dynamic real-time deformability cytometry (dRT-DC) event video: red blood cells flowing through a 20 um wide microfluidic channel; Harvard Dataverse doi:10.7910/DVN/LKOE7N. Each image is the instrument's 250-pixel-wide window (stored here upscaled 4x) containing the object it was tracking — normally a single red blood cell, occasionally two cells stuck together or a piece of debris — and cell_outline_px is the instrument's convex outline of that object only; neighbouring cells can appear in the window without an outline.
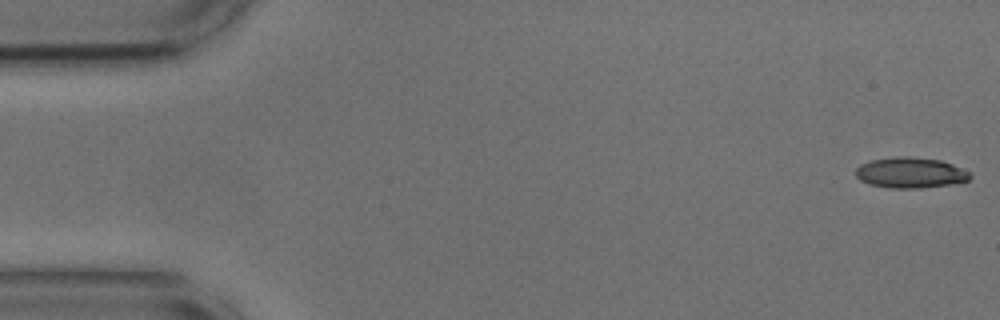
{"species": "common noctule bat (a hibernating species)", "species_latin": "Nyctalus noctula", "temperature_condition": "cold", "stored_images_in_passage": 48, "camera_frame_rate_fps": 3000, "um_per_image_px": 0.085, "animal": {"sex": "male", "body_mass_g": 17.9, "forearm_length_mm": 54.2}, "frame": {"image": 1, "passage_image": 1, "time_ms": 0.0, "image_size_px": [1000, 320], "cell_outline_px": [[972, 176], [968, 180], [948, 184], [920, 188], [892, 188], [868, 184], [860, 180], [856, 176], [856, 168], [860, 164], [872, 160], [896, 156], [908, 156], [940, 160], [952, 164], [972, 172]], "centroid_in_image_um": [77.38, 14.67], "position_along_channel_um": 7.6, "area_um2": 20.4}}
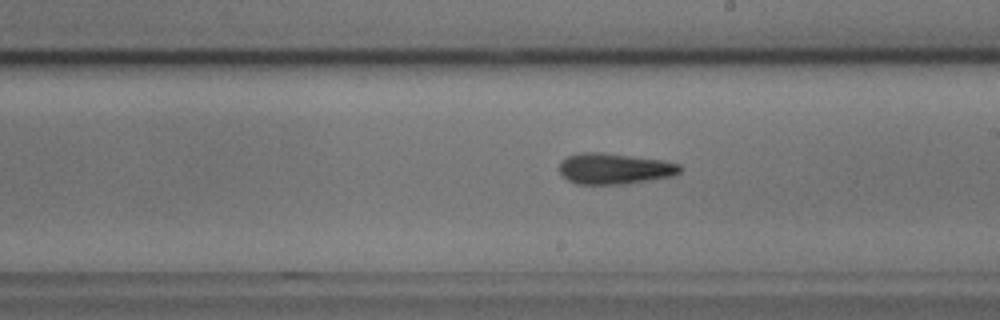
{"frame": {"image": 2, "passage_image": 30, "time_ms": 9.667, "image_size_px": [1000, 320], "cell_outline_px": [[684, 168], [680, 172], [672, 176], [624, 184], [576, 184], [568, 180], [560, 172], [560, 160], [568, 156], [580, 152], [604, 152], [664, 160], [680, 164]], "centroid_in_image_um": [52.24, 14.32], "position_along_channel_um": 236.8, "area_um2": 21.91}}
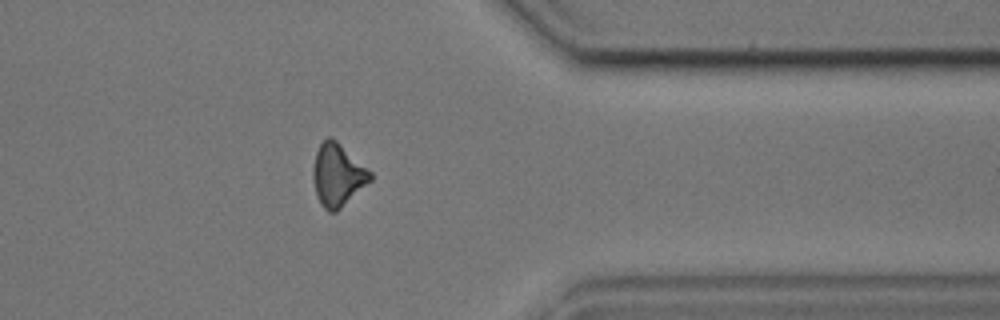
{"frame": {"image": 3, "passage_image": 43, "time_ms": 14.0, "image_size_px": [1000, 320], "cell_outline_px": [[372, 180], [336, 212], [328, 212], [320, 204], [316, 192], [312, 176], [312, 168], [316, 152], [320, 144], [328, 136], [332, 136], [372, 172]], "centroid_in_image_um": [28.69, 14.87], "position_along_channel_um": 382.7, "area_um2": 20.87}, "authors_computed_cell_mechanics": {"area_um2": 20.808, "velocity_mm_per_s": 3.6721, "shape_relaxation_time_tau1_ms": 5.7092, "shape_relaxation_time_tau2_ms": 5.8956, "deformation_change_tau1": 0.1056, "deformation_change_tau2": 0.1485}}